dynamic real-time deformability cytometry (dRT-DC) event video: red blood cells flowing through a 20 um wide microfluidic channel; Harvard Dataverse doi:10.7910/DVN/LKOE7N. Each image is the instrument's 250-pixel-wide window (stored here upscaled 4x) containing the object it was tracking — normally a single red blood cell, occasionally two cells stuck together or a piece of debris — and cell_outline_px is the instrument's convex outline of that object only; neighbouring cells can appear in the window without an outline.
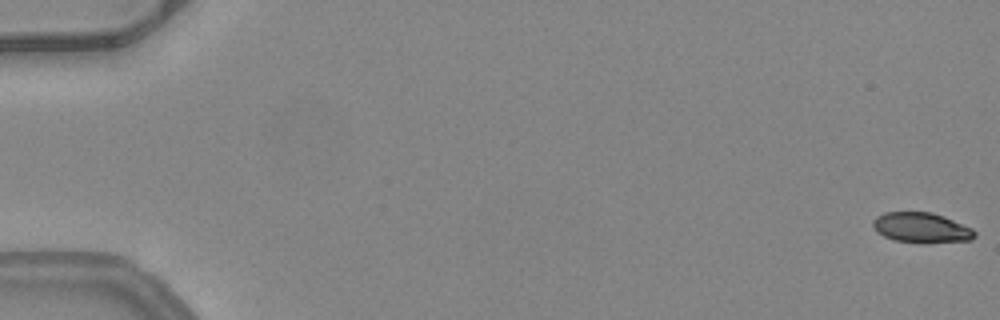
{"species": "common noctule bat (a hibernating species)", "species_latin": "Nyctalus noctula", "temperature_condition": "warm", "stored_images_in_passage": 52, "camera_frame_rate_fps": 3000, "um_per_image_px": 0.085, "animal": {"sex": "female", "body_mass_g": 24.6, "forearm_length_mm": 56.2}, "frame": {"image": 1, "passage_image": 1, "time_ms": 0.0, "image_size_px": [1000, 320], "cell_outline_px": [[976, 236], [972, 240], [928, 244], [924, 244], [892, 240], [876, 232], [872, 224], [872, 220], [876, 216], [884, 212], [932, 212], [944, 216], [972, 228], [976, 232]], "centroid_in_image_um": [78.32, 19.37], "position_along_channel_um": 6.7, "area_um2": 18.38}}
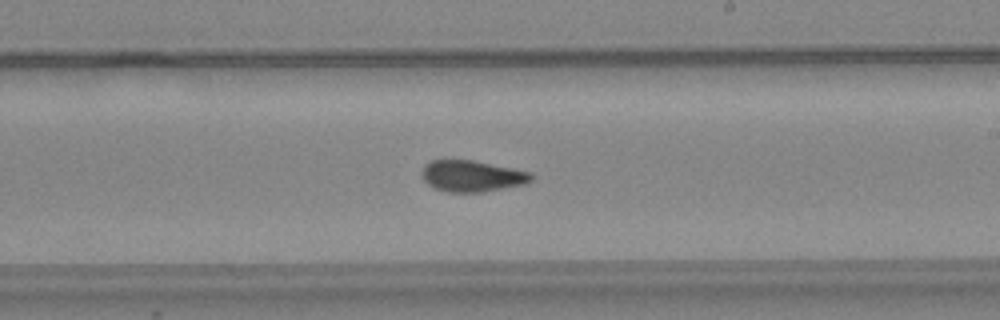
{"frame": {"image": 2, "passage_image": 32, "time_ms": 10.333, "image_size_px": [1000, 320], "cell_outline_px": [[532, 180], [524, 184], [480, 192], [448, 192], [436, 188], [428, 184], [424, 180], [420, 172], [424, 164], [432, 160], [472, 160], [532, 172]], "centroid_in_image_um": [40.09, 14.95], "position_along_channel_um": 248.9, "area_um2": 19.83}}
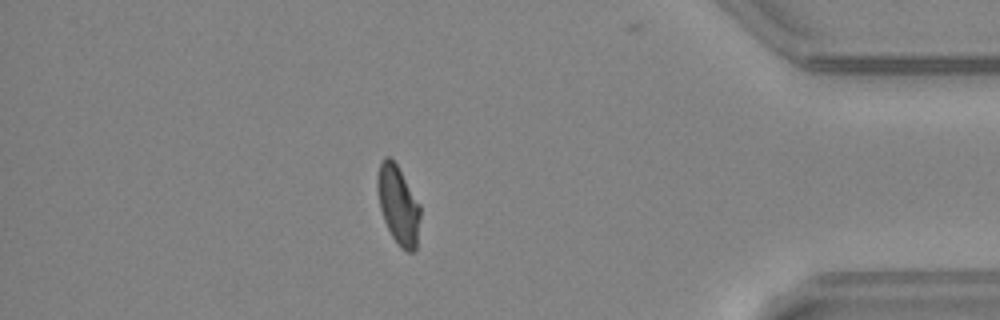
{"frame": {"image": 3, "passage_image": 46, "time_ms": 15.0, "image_size_px": [1000, 320], "cell_outline_px": [[420, 216], [416, 248], [412, 252], [408, 252], [400, 248], [392, 236], [384, 220], [380, 208], [376, 188], [376, 176], [380, 164], [384, 156], [388, 156], [396, 164], [420, 204]], "centroid_in_image_um": [33.83, 17.42], "position_along_channel_um": 401.4, "area_um2": 19.54}, "authors_computed_cell_mechanics": {"area_um2": 19.7676, "velocity_mm_per_s": 4.0447, "shape_relaxation_time_tau1_ms": null, "shape_relaxation_time_tau2_ms": 1.5146, "deformation_change_tau1": null, "deformation_change_tau2": 0.0559}}